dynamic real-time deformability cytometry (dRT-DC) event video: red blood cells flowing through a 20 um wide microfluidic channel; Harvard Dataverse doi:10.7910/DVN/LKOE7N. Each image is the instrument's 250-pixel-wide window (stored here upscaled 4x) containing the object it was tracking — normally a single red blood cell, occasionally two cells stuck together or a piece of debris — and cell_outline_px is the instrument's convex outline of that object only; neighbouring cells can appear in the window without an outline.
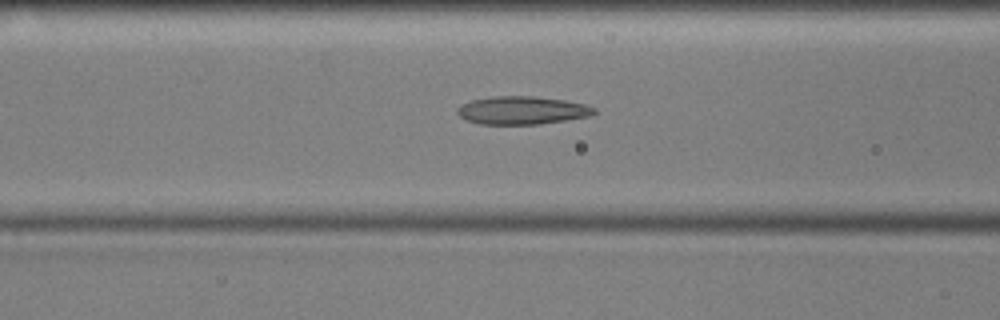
{"species": "common noctule bat (a hibernating species)", "species_latin": "Nyctalus noctula", "temperature_condition": "cold", "stored_images_in_passage": 55, "camera_frame_rate_fps": 3000, "um_per_image_px": 0.085, "animal": {"sex": "male", "body_mass_g": 17.9, "forearm_length_mm": 54.2}, "frame": {"image": 1, "passage_image": 21, "time_ms": 6.667, "image_size_px": [1000, 320], "cell_outline_px": [[596, 112], [588, 116], [540, 124], [480, 124], [468, 120], [460, 116], [456, 112], [456, 108], [460, 104], [472, 100], [492, 96], [536, 96], [564, 100], [584, 104], [596, 108]], "centroid_in_image_um": [44.34, 9.37], "position_along_channel_um": 122.3, "area_um2": 22.31}}
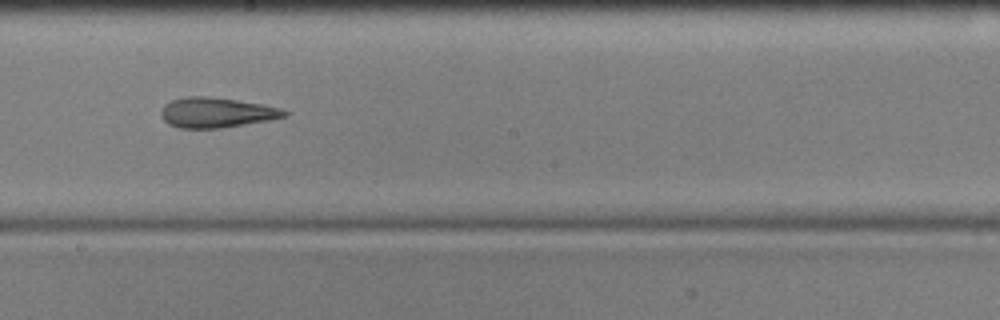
{"frame": {"image": 2, "passage_image": 30, "time_ms": 9.667, "image_size_px": [1000, 320], "cell_outline_px": [[288, 116], [268, 120], [220, 128], [180, 128], [168, 124], [160, 116], [160, 112], [164, 104], [172, 100], [184, 96], [204, 96], [236, 100], [264, 104], [284, 108], [288, 112]], "centroid_in_image_um": [18.4, 9.56], "position_along_channel_um": 229.8, "area_um2": 21.73}}
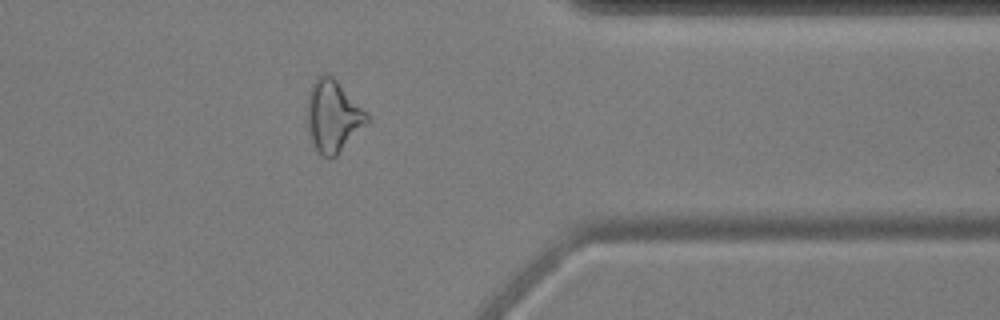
{"frame": {"image": 3, "passage_image": 44, "time_ms": 14.333, "image_size_px": [1000, 320], "cell_outline_px": [[372, 120], [336, 156], [324, 156], [316, 152], [312, 144], [308, 132], [308, 88], [316, 76], [324, 72], [332, 76], [368, 112]], "centroid_in_image_um": [28.32, 9.85], "position_along_channel_um": 383.1, "area_um2": 25.49}, "authors_computed_cell_mechanics": {"area_um2": 23.1778, "velocity_mm_per_s": 3.58, "shape_relaxation_time_tau1_ms": null, "shape_relaxation_time_tau2_ms": 4.0503, "deformation_change_tau1": null, "deformation_change_tau2": 0.1536}}